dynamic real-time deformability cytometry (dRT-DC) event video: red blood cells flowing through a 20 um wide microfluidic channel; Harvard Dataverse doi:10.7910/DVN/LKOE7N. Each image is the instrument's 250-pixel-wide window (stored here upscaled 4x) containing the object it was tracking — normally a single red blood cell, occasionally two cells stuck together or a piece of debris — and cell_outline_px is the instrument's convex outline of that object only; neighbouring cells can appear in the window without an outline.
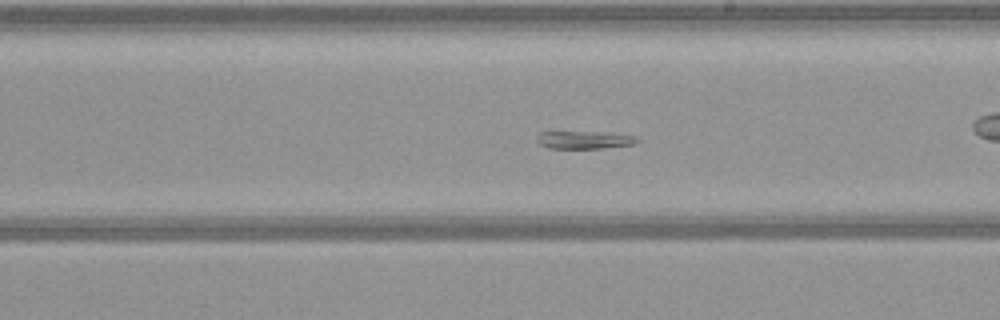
{"species": "common noctule bat (a hibernating species)", "species_latin": "Nyctalus noctula", "temperature_condition": "warm", "stored_images_in_passage": 37, "camera_frame_rate_fps": 3000, "um_per_image_px": 0.085, "animal": {"sex": "female", "body_mass_g": 21.9}, "frame": {"image": 1, "passage_image": 13, "time_ms": 4.0, "image_size_px": [1000, 320], "cell_outline_px": [[640, 140], [636, 144], [604, 148], [548, 148], [540, 144], [536, 140], [536, 136], [540, 132], [612, 132], [640, 136]], "centroid_in_image_um": [49.77, 11.88], "position_along_channel_um": 239.2, "area_um2": 10.64}}
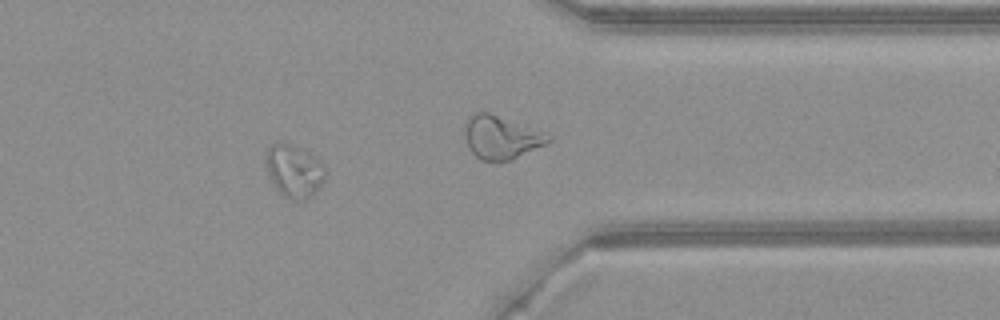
{"frame": {"image": 2, "passage_image": 26, "time_ms": 8.333, "image_size_px": [1000, 320], "cell_outline_px": [[328, 172], [320, 188], [312, 196], [300, 204], [284, 196], [276, 188], [264, 164], [264, 156], [268, 148], [276, 140], [280, 140], [312, 152], [324, 164]], "centroid_in_image_um": [25.03, 14.51], "position_along_channel_um": 386.4, "area_um2": 19.25}}
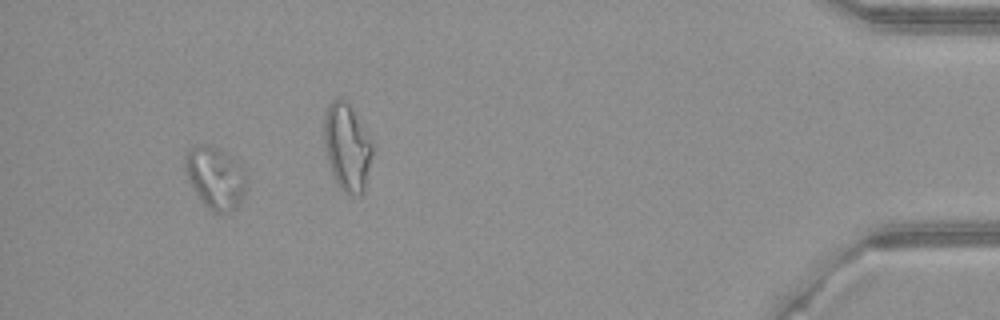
{"frame": {"image": 3, "passage_image": 33, "time_ms": 10.667, "image_size_px": [1000, 320], "cell_outline_px": [[244, 196], [240, 204], [236, 208], [228, 212], [212, 212], [200, 200], [192, 188], [184, 172], [184, 156], [196, 144], [212, 144], [236, 160], [244, 168]], "centroid_in_image_um": [18.27, 15.09], "position_along_channel_um": 416.9, "area_um2": 22.37}}